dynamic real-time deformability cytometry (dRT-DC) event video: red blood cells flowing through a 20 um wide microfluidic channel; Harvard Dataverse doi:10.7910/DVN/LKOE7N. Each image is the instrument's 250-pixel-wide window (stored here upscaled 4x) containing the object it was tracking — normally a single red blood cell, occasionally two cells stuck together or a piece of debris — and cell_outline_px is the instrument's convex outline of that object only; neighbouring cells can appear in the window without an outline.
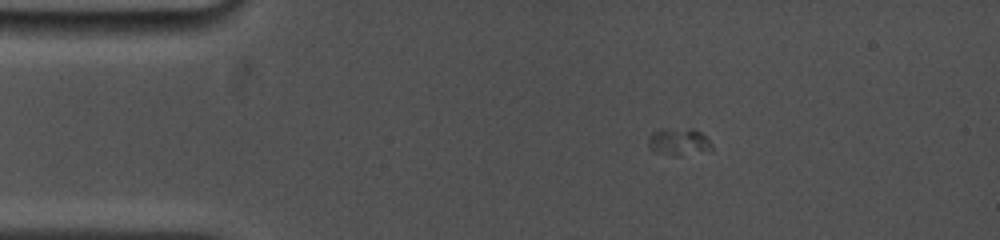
{"species": "common noctule bat (a hibernating species)", "species_latin": "Nyctalus noctula", "temperature_condition": "cold", "stored_images_in_passage": 9, "camera_frame_rate_fps": 5000, "um_per_image_px": 0.085, "animal": {"sex": "female", "body_mass_g": 19.0, "forearm_length_mm": 53.3}, "frame": {"image": 1, "passage_image": 6, "time_ms": 3.2, "image_size_px": [1000, 240], "cell_outline_px": [[712, 148], [680, 156], [672, 156], [652, 152], [648, 148], [648, 136], [652, 132], [660, 128], [692, 128], [700, 132], [712, 144]], "centroid_in_image_um": [57.59, 12.04], "position_along_channel_um": 27.4, "area_um2": 10.29}}
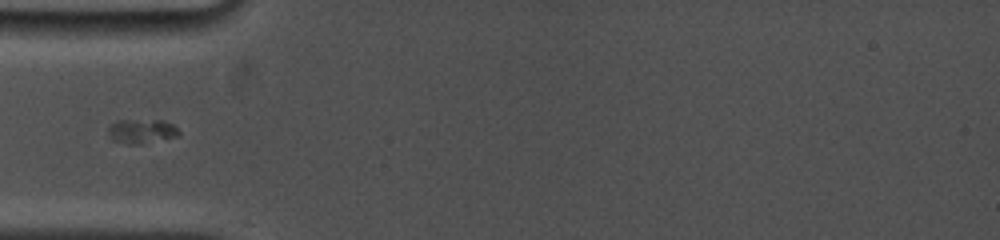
{"frame": {"image": 2, "passage_image": 8, "time_ms": 5.8, "image_size_px": [1000, 240], "cell_outline_px": [[180, 136], [140, 144], [132, 144], [112, 140], [108, 136], [108, 128], [116, 120], [164, 120], [172, 124], [180, 132]], "centroid_in_image_um": [12.04, 11.15], "position_along_channel_um": 73.0, "area_um2": 10.06}}